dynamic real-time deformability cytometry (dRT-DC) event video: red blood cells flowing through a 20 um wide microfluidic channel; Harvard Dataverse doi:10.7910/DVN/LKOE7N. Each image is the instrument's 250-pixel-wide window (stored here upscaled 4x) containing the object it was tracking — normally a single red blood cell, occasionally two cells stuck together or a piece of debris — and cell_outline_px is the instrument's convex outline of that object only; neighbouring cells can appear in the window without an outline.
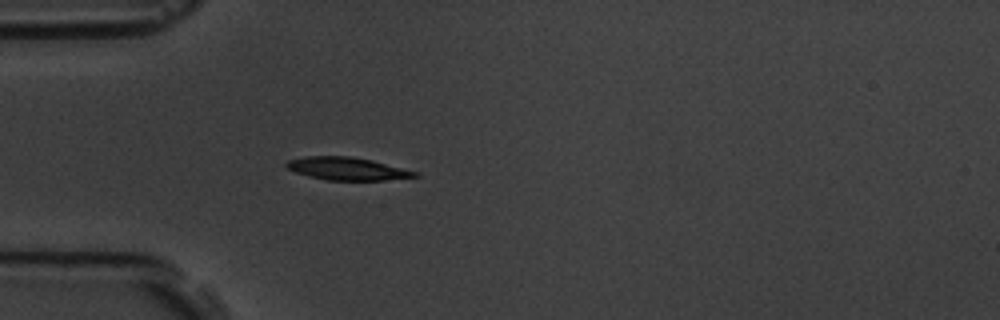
{"species": "common noctule bat (a hibernating species)", "species_latin": "Nyctalus noctula", "temperature_condition": "room temperature", "stored_images_in_passage": 4, "camera_frame_rate_fps": 3000, "um_per_image_px": 0.085, "animal": {"sex": "male", "body_mass_g": 19.5, "forearm_length_mm": 54.6}, "frame": {"image": 1, "passage_image": 4, "time_ms": 3.333, "image_size_px": [1000, 320], "cell_outline_px": [[420, 176], [380, 180], [328, 180], [308, 176], [296, 172], [288, 168], [284, 164], [288, 160], [304, 156], [348, 156], [372, 160], [420, 172]], "centroid_in_image_um": [29.51, 14.33], "position_along_channel_um": 55.5, "area_um2": 16.99}}